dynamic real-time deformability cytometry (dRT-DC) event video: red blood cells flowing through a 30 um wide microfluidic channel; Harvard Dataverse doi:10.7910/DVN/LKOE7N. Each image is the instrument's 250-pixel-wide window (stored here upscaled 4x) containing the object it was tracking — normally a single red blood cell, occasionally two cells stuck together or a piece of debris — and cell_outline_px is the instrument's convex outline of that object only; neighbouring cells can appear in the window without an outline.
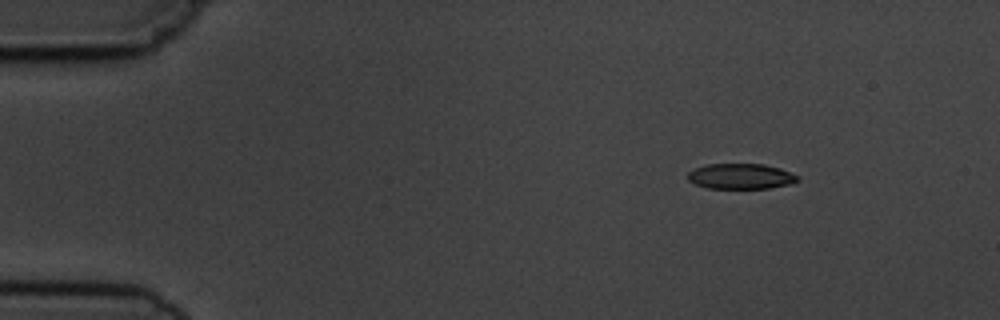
{"species": "common noctule bat (a hibernating species)", "species_latin": "Nyctalus noctula", "temperature_condition": "cold", "stored_images_in_passage": 8, "camera_frame_rate_fps": 3000, "um_per_image_px": 0.085, "animal": {"sex": "male", "body_mass_g": 19.5, "forearm_length_mm": 54.6}, "frame": {"image": 1, "passage_image": 2, "time_ms": 2.0, "image_size_px": [1000, 320], "cell_outline_px": [[800, 180], [792, 184], [768, 188], [708, 188], [696, 184], [688, 180], [688, 172], [696, 168], [708, 164], [764, 164], [780, 168], [800, 176]], "centroid_in_image_um": [63.02, 14.98], "position_along_channel_um": 22.0, "area_um2": 16.3}}
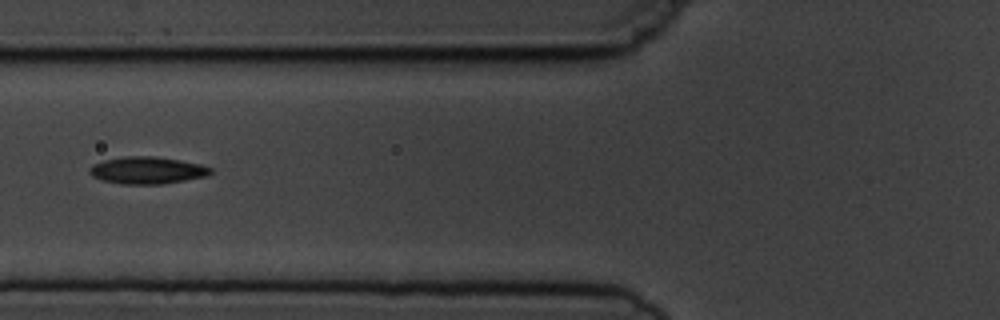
{"frame": {"image": 2, "passage_image": 6, "time_ms": 6.667, "image_size_px": [1000, 320], "cell_outline_px": [[212, 172], [208, 176], [160, 184], [120, 184], [100, 180], [92, 176], [88, 172], [88, 168], [92, 164], [104, 160], [124, 156], [156, 156], [180, 160], [200, 164], [212, 168]], "centroid_in_image_um": [12.47, 14.47], "position_along_channel_um": 113.3, "area_um2": 19.31}}
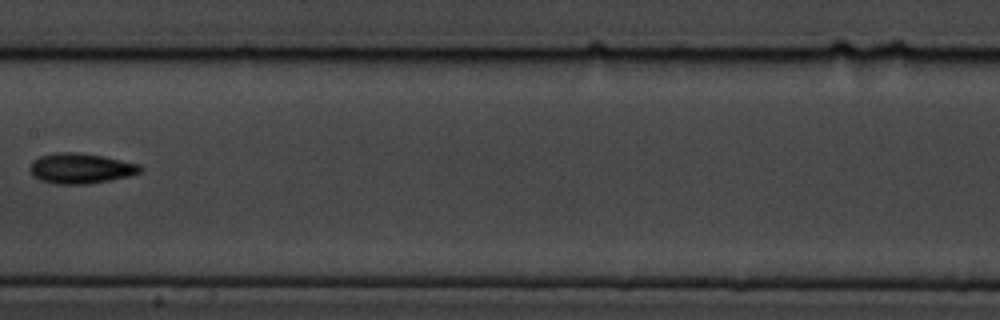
{"frame": {"image": 3, "passage_image": 8, "time_ms": 9.0, "image_size_px": [1000, 320], "cell_outline_px": [[144, 168], [140, 172], [128, 176], [88, 184], [56, 184], [40, 180], [32, 176], [28, 168], [32, 160], [40, 156], [56, 152], [76, 152], [104, 156], [140, 164]], "centroid_in_image_um": [6.82, 14.3], "position_along_channel_um": 200.6, "area_um2": 19.65}}